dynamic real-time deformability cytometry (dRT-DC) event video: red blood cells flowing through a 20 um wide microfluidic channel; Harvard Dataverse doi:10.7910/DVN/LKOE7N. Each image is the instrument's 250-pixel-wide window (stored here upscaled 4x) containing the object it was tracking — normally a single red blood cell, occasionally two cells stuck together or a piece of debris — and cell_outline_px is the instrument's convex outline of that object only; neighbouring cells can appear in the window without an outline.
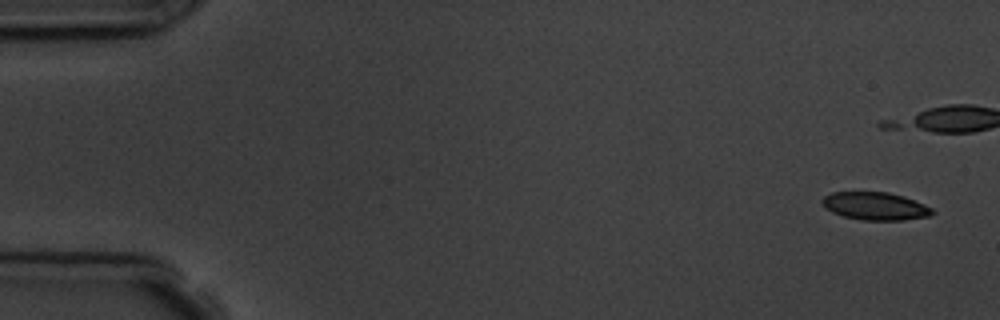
{"species": "common noctule bat (a hibernating species)", "species_latin": "Nyctalus noctula", "temperature_condition": "room temperature", "stored_images_in_passage": 7, "camera_frame_rate_fps": 3000, "um_per_image_px": 0.085, "animal": {"sex": "male", "body_mass_g": 19.5, "forearm_length_mm": 54.6}, "frame": {"image": 1, "passage_image": 1, "time_ms": 0.0, "image_size_px": [1000, 320], "cell_outline_px": [[936, 212], [928, 216], [904, 220], [860, 220], [844, 216], [832, 212], [824, 208], [820, 200], [824, 196], [832, 192], [888, 192], [904, 196], [924, 204], [932, 208]], "centroid_in_image_um": [74.38, 17.51], "position_along_channel_um": 10.6, "area_um2": 17.98}}